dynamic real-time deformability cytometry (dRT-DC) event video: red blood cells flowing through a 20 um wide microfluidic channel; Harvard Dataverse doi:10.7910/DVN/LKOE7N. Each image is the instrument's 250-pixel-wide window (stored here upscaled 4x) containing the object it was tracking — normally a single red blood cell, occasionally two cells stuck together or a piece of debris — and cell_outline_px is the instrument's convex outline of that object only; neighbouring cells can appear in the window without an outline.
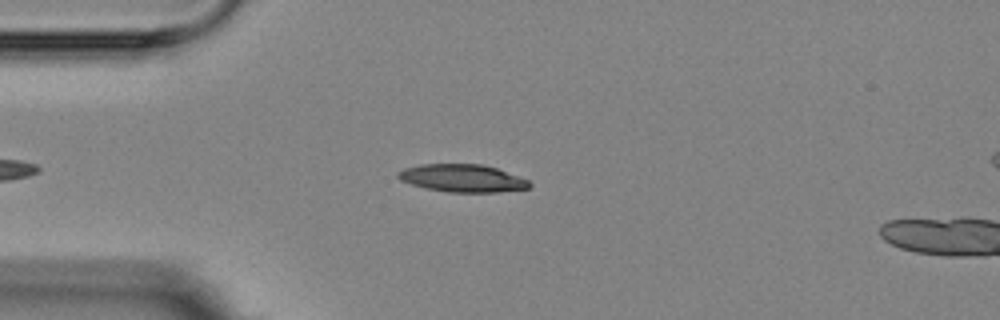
{"species": "Egyptian fruit bat (a non-hibernating species)", "species_latin": "Rousettus aegyptiacus", "temperature_condition": "room temperature", "stored_images_in_passage": 15, "camera_frame_rate_fps": 3000, "um_per_image_px": 0.085, "animal": {"sex": "female"}, "frame": {"image": 1, "passage_image": 3, "time_ms": 3.333, "image_size_px": [1000, 320], "cell_outline_px": [[532, 184], [528, 188], [496, 192], [448, 192], [428, 188], [412, 184], [400, 180], [396, 176], [396, 172], [404, 168], [420, 164], [484, 164], [496, 168], [528, 180]], "centroid_in_image_um": [39.27, 15.14], "position_along_channel_um": 45.7, "area_um2": 21.04}}
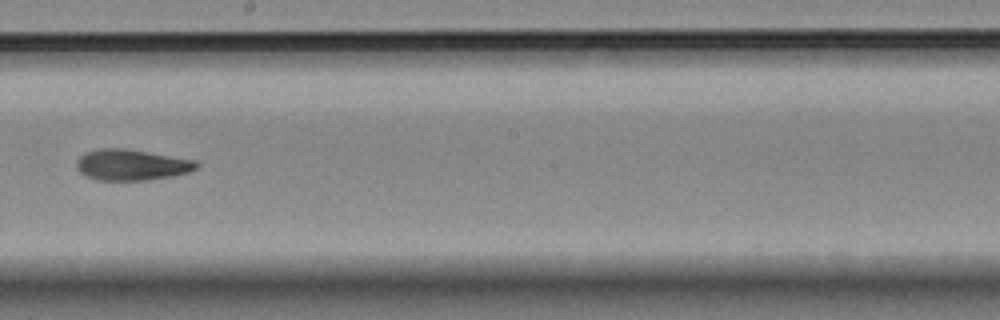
{"frame": {"image": 2, "passage_image": 8, "time_ms": 9.0, "image_size_px": [1000, 320], "cell_outline_px": [[200, 164], [196, 168], [188, 172], [172, 176], [148, 180], [96, 180], [84, 176], [76, 168], [76, 160], [84, 152], [100, 148], [124, 148], [196, 160]], "centroid_in_image_um": [11.14, 14.01], "position_along_channel_um": 237.1, "area_um2": 21.79}}
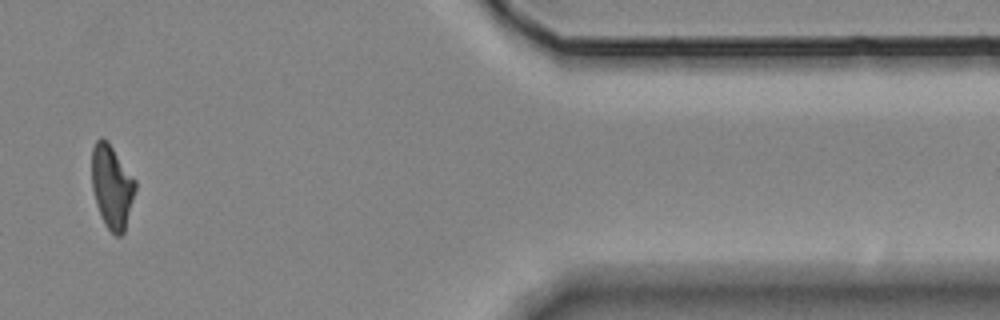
{"frame": {"image": 3, "passage_image": 12, "time_ms": 14.667, "image_size_px": [1000, 320], "cell_outline_px": [[136, 188], [124, 232], [120, 236], [116, 236], [104, 224], [100, 216], [96, 204], [92, 188], [92, 148], [96, 140], [100, 136], [108, 140], [136, 180]], "centroid_in_image_um": [9.5, 15.83], "position_along_channel_um": 401.9, "area_um2": 21.33}, "authors_computed_cell_mechanics": {"area_um2": 21.3282, "velocity_mm_per_s": 3.6434, "shape_relaxation_time_tau1_ms": null, "shape_relaxation_time_tau2_ms": 3.6068, "deformation_change_tau1": null, "deformation_change_tau2": 0.0971}}